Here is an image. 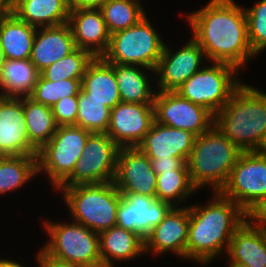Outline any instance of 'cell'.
Returning a JSON list of instances; mask_svg holds the SVG:
<instances>
[{
	"mask_svg": "<svg viewBox=\"0 0 266 267\" xmlns=\"http://www.w3.org/2000/svg\"><path fill=\"white\" fill-rule=\"evenodd\" d=\"M229 267H246V266H243V265H240L234 262H229Z\"/></svg>",
	"mask_w": 266,
	"mask_h": 267,
	"instance_id": "45",
	"label": "cell"
},
{
	"mask_svg": "<svg viewBox=\"0 0 266 267\" xmlns=\"http://www.w3.org/2000/svg\"><path fill=\"white\" fill-rule=\"evenodd\" d=\"M51 109L57 126L76 125L78 96L62 98Z\"/></svg>",
	"mask_w": 266,
	"mask_h": 267,
	"instance_id": "37",
	"label": "cell"
},
{
	"mask_svg": "<svg viewBox=\"0 0 266 267\" xmlns=\"http://www.w3.org/2000/svg\"><path fill=\"white\" fill-rule=\"evenodd\" d=\"M68 25L77 48L90 52L95 58L106 53L110 34L100 9L70 10Z\"/></svg>",
	"mask_w": 266,
	"mask_h": 267,
	"instance_id": "19",
	"label": "cell"
},
{
	"mask_svg": "<svg viewBox=\"0 0 266 267\" xmlns=\"http://www.w3.org/2000/svg\"><path fill=\"white\" fill-rule=\"evenodd\" d=\"M39 75L30 59H3L0 63V96L29 97Z\"/></svg>",
	"mask_w": 266,
	"mask_h": 267,
	"instance_id": "27",
	"label": "cell"
},
{
	"mask_svg": "<svg viewBox=\"0 0 266 267\" xmlns=\"http://www.w3.org/2000/svg\"><path fill=\"white\" fill-rule=\"evenodd\" d=\"M37 174V155L0 156V195L21 188Z\"/></svg>",
	"mask_w": 266,
	"mask_h": 267,
	"instance_id": "30",
	"label": "cell"
},
{
	"mask_svg": "<svg viewBox=\"0 0 266 267\" xmlns=\"http://www.w3.org/2000/svg\"><path fill=\"white\" fill-rule=\"evenodd\" d=\"M192 38L210 62L227 63L239 71L255 57L247 36L245 9L233 0H210L188 14Z\"/></svg>",
	"mask_w": 266,
	"mask_h": 267,
	"instance_id": "1",
	"label": "cell"
},
{
	"mask_svg": "<svg viewBox=\"0 0 266 267\" xmlns=\"http://www.w3.org/2000/svg\"><path fill=\"white\" fill-rule=\"evenodd\" d=\"M220 193L248 214L266 198V157L243 151Z\"/></svg>",
	"mask_w": 266,
	"mask_h": 267,
	"instance_id": "10",
	"label": "cell"
},
{
	"mask_svg": "<svg viewBox=\"0 0 266 267\" xmlns=\"http://www.w3.org/2000/svg\"><path fill=\"white\" fill-rule=\"evenodd\" d=\"M3 58H2V54H1V49H0V63L2 62Z\"/></svg>",
	"mask_w": 266,
	"mask_h": 267,
	"instance_id": "46",
	"label": "cell"
},
{
	"mask_svg": "<svg viewBox=\"0 0 266 267\" xmlns=\"http://www.w3.org/2000/svg\"><path fill=\"white\" fill-rule=\"evenodd\" d=\"M119 149L106 133H92L72 173L58 187L113 182Z\"/></svg>",
	"mask_w": 266,
	"mask_h": 267,
	"instance_id": "11",
	"label": "cell"
},
{
	"mask_svg": "<svg viewBox=\"0 0 266 267\" xmlns=\"http://www.w3.org/2000/svg\"><path fill=\"white\" fill-rule=\"evenodd\" d=\"M100 10L110 35L136 25L146 16L139 0H108Z\"/></svg>",
	"mask_w": 266,
	"mask_h": 267,
	"instance_id": "32",
	"label": "cell"
},
{
	"mask_svg": "<svg viewBox=\"0 0 266 267\" xmlns=\"http://www.w3.org/2000/svg\"><path fill=\"white\" fill-rule=\"evenodd\" d=\"M111 109L102 102L87 98L80 91L78 94V114L76 125L91 133H106L110 124Z\"/></svg>",
	"mask_w": 266,
	"mask_h": 267,
	"instance_id": "34",
	"label": "cell"
},
{
	"mask_svg": "<svg viewBox=\"0 0 266 267\" xmlns=\"http://www.w3.org/2000/svg\"><path fill=\"white\" fill-rule=\"evenodd\" d=\"M227 254L229 262L246 267H266V233L247 218L232 236Z\"/></svg>",
	"mask_w": 266,
	"mask_h": 267,
	"instance_id": "22",
	"label": "cell"
},
{
	"mask_svg": "<svg viewBox=\"0 0 266 267\" xmlns=\"http://www.w3.org/2000/svg\"><path fill=\"white\" fill-rule=\"evenodd\" d=\"M0 267H25L12 259H0Z\"/></svg>",
	"mask_w": 266,
	"mask_h": 267,
	"instance_id": "43",
	"label": "cell"
},
{
	"mask_svg": "<svg viewBox=\"0 0 266 267\" xmlns=\"http://www.w3.org/2000/svg\"><path fill=\"white\" fill-rule=\"evenodd\" d=\"M172 208L173 205L156 196L121 193L116 226L132 231L145 240Z\"/></svg>",
	"mask_w": 266,
	"mask_h": 267,
	"instance_id": "13",
	"label": "cell"
},
{
	"mask_svg": "<svg viewBox=\"0 0 266 267\" xmlns=\"http://www.w3.org/2000/svg\"><path fill=\"white\" fill-rule=\"evenodd\" d=\"M195 137L190 131L154 121L137 147L149 158L179 157L188 160Z\"/></svg>",
	"mask_w": 266,
	"mask_h": 267,
	"instance_id": "20",
	"label": "cell"
},
{
	"mask_svg": "<svg viewBox=\"0 0 266 267\" xmlns=\"http://www.w3.org/2000/svg\"><path fill=\"white\" fill-rule=\"evenodd\" d=\"M92 133L75 125L58 126L37 153V174L46 172L56 189L73 171Z\"/></svg>",
	"mask_w": 266,
	"mask_h": 267,
	"instance_id": "9",
	"label": "cell"
},
{
	"mask_svg": "<svg viewBox=\"0 0 266 267\" xmlns=\"http://www.w3.org/2000/svg\"><path fill=\"white\" fill-rule=\"evenodd\" d=\"M160 37L144 16L136 25L111 34L108 50L102 58L107 63L155 70L165 46Z\"/></svg>",
	"mask_w": 266,
	"mask_h": 267,
	"instance_id": "6",
	"label": "cell"
},
{
	"mask_svg": "<svg viewBox=\"0 0 266 267\" xmlns=\"http://www.w3.org/2000/svg\"><path fill=\"white\" fill-rule=\"evenodd\" d=\"M243 151L215 125L196 136L187 160L192 185L197 189L212 186L220 192Z\"/></svg>",
	"mask_w": 266,
	"mask_h": 267,
	"instance_id": "4",
	"label": "cell"
},
{
	"mask_svg": "<svg viewBox=\"0 0 266 267\" xmlns=\"http://www.w3.org/2000/svg\"><path fill=\"white\" fill-rule=\"evenodd\" d=\"M247 218H250L249 220H252L251 222L257 228L266 233V198L247 214Z\"/></svg>",
	"mask_w": 266,
	"mask_h": 267,
	"instance_id": "39",
	"label": "cell"
},
{
	"mask_svg": "<svg viewBox=\"0 0 266 267\" xmlns=\"http://www.w3.org/2000/svg\"><path fill=\"white\" fill-rule=\"evenodd\" d=\"M37 255V262L39 267H85L76 263L65 262L58 259L49 257L42 249L39 250Z\"/></svg>",
	"mask_w": 266,
	"mask_h": 267,
	"instance_id": "40",
	"label": "cell"
},
{
	"mask_svg": "<svg viewBox=\"0 0 266 267\" xmlns=\"http://www.w3.org/2000/svg\"><path fill=\"white\" fill-rule=\"evenodd\" d=\"M44 224L50 239L42 250L49 257L85 267H101L99 233L75 221Z\"/></svg>",
	"mask_w": 266,
	"mask_h": 267,
	"instance_id": "7",
	"label": "cell"
},
{
	"mask_svg": "<svg viewBox=\"0 0 266 267\" xmlns=\"http://www.w3.org/2000/svg\"><path fill=\"white\" fill-rule=\"evenodd\" d=\"M238 71L230 64L213 62L194 73L176 92L215 115L243 83L237 78Z\"/></svg>",
	"mask_w": 266,
	"mask_h": 267,
	"instance_id": "8",
	"label": "cell"
},
{
	"mask_svg": "<svg viewBox=\"0 0 266 267\" xmlns=\"http://www.w3.org/2000/svg\"><path fill=\"white\" fill-rule=\"evenodd\" d=\"M109 64L114 68L121 102L153 104L156 92L150 86V78L144 71L155 73L154 70L135 65Z\"/></svg>",
	"mask_w": 266,
	"mask_h": 267,
	"instance_id": "28",
	"label": "cell"
},
{
	"mask_svg": "<svg viewBox=\"0 0 266 267\" xmlns=\"http://www.w3.org/2000/svg\"><path fill=\"white\" fill-rule=\"evenodd\" d=\"M154 172L159 175L162 172L172 170H179L187 160L185 158L171 157V158H150Z\"/></svg>",
	"mask_w": 266,
	"mask_h": 267,
	"instance_id": "38",
	"label": "cell"
},
{
	"mask_svg": "<svg viewBox=\"0 0 266 267\" xmlns=\"http://www.w3.org/2000/svg\"><path fill=\"white\" fill-rule=\"evenodd\" d=\"M11 12L35 28L68 23V0H11Z\"/></svg>",
	"mask_w": 266,
	"mask_h": 267,
	"instance_id": "24",
	"label": "cell"
},
{
	"mask_svg": "<svg viewBox=\"0 0 266 267\" xmlns=\"http://www.w3.org/2000/svg\"><path fill=\"white\" fill-rule=\"evenodd\" d=\"M95 57L88 51L76 48L66 57L54 62L40 72L49 81L79 79L85 75L88 65Z\"/></svg>",
	"mask_w": 266,
	"mask_h": 267,
	"instance_id": "33",
	"label": "cell"
},
{
	"mask_svg": "<svg viewBox=\"0 0 266 267\" xmlns=\"http://www.w3.org/2000/svg\"><path fill=\"white\" fill-rule=\"evenodd\" d=\"M99 245L101 267H113L114 260H131L145 253L144 239L117 226L99 233Z\"/></svg>",
	"mask_w": 266,
	"mask_h": 267,
	"instance_id": "25",
	"label": "cell"
},
{
	"mask_svg": "<svg viewBox=\"0 0 266 267\" xmlns=\"http://www.w3.org/2000/svg\"><path fill=\"white\" fill-rule=\"evenodd\" d=\"M81 91L87 98L95 99L109 109L121 102L114 68L102 57H96L88 65L81 80Z\"/></svg>",
	"mask_w": 266,
	"mask_h": 267,
	"instance_id": "23",
	"label": "cell"
},
{
	"mask_svg": "<svg viewBox=\"0 0 266 267\" xmlns=\"http://www.w3.org/2000/svg\"><path fill=\"white\" fill-rule=\"evenodd\" d=\"M11 11V0H0V16Z\"/></svg>",
	"mask_w": 266,
	"mask_h": 267,
	"instance_id": "42",
	"label": "cell"
},
{
	"mask_svg": "<svg viewBox=\"0 0 266 267\" xmlns=\"http://www.w3.org/2000/svg\"><path fill=\"white\" fill-rule=\"evenodd\" d=\"M37 153L38 150L29 141L23 97L0 96V156Z\"/></svg>",
	"mask_w": 266,
	"mask_h": 267,
	"instance_id": "17",
	"label": "cell"
},
{
	"mask_svg": "<svg viewBox=\"0 0 266 267\" xmlns=\"http://www.w3.org/2000/svg\"><path fill=\"white\" fill-rule=\"evenodd\" d=\"M68 23L38 28L33 41L30 61L41 72L76 49Z\"/></svg>",
	"mask_w": 266,
	"mask_h": 267,
	"instance_id": "21",
	"label": "cell"
},
{
	"mask_svg": "<svg viewBox=\"0 0 266 267\" xmlns=\"http://www.w3.org/2000/svg\"><path fill=\"white\" fill-rule=\"evenodd\" d=\"M81 88L79 79H63L54 82L46 80L40 74L29 97L35 102L52 108L62 98L78 96Z\"/></svg>",
	"mask_w": 266,
	"mask_h": 267,
	"instance_id": "35",
	"label": "cell"
},
{
	"mask_svg": "<svg viewBox=\"0 0 266 267\" xmlns=\"http://www.w3.org/2000/svg\"><path fill=\"white\" fill-rule=\"evenodd\" d=\"M246 220L247 213L220 192H214L205 206H189L186 259L207 264L227 252L232 236Z\"/></svg>",
	"mask_w": 266,
	"mask_h": 267,
	"instance_id": "2",
	"label": "cell"
},
{
	"mask_svg": "<svg viewBox=\"0 0 266 267\" xmlns=\"http://www.w3.org/2000/svg\"><path fill=\"white\" fill-rule=\"evenodd\" d=\"M23 112L29 141L39 150L52 138L58 127L52 109L30 97H23Z\"/></svg>",
	"mask_w": 266,
	"mask_h": 267,
	"instance_id": "29",
	"label": "cell"
},
{
	"mask_svg": "<svg viewBox=\"0 0 266 267\" xmlns=\"http://www.w3.org/2000/svg\"><path fill=\"white\" fill-rule=\"evenodd\" d=\"M165 44L163 54L155 68L158 78V91H176L194 73L199 71L202 58H206L203 49L192 38L175 53Z\"/></svg>",
	"mask_w": 266,
	"mask_h": 267,
	"instance_id": "15",
	"label": "cell"
},
{
	"mask_svg": "<svg viewBox=\"0 0 266 267\" xmlns=\"http://www.w3.org/2000/svg\"><path fill=\"white\" fill-rule=\"evenodd\" d=\"M153 105L155 122L190 131L195 136L209 130L215 122L211 111L192 103L176 91H157Z\"/></svg>",
	"mask_w": 266,
	"mask_h": 267,
	"instance_id": "12",
	"label": "cell"
},
{
	"mask_svg": "<svg viewBox=\"0 0 266 267\" xmlns=\"http://www.w3.org/2000/svg\"><path fill=\"white\" fill-rule=\"evenodd\" d=\"M214 125L242 151H257L266 136V93L243 82Z\"/></svg>",
	"mask_w": 266,
	"mask_h": 267,
	"instance_id": "3",
	"label": "cell"
},
{
	"mask_svg": "<svg viewBox=\"0 0 266 267\" xmlns=\"http://www.w3.org/2000/svg\"><path fill=\"white\" fill-rule=\"evenodd\" d=\"M156 179L150 158L138 147L119 149L113 183L120 193L155 196Z\"/></svg>",
	"mask_w": 266,
	"mask_h": 267,
	"instance_id": "16",
	"label": "cell"
},
{
	"mask_svg": "<svg viewBox=\"0 0 266 267\" xmlns=\"http://www.w3.org/2000/svg\"><path fill=\"white\" fill-rule=\"evenodd\" d=\"M196 190L191 183L187 163L179 170L162 172L157 175L155 196L157 199L170 203L173 207H178L179 203L186 200Z\"/></svg>",
	"mask_w": 266,
	"mask_h": 267,
	"instance_id": "31",
	"label": "cell"
},
{
	"mask_svg": "<svg viewBox=\"0 0 266 267\" xmlns=\"http://www.w3.org/2000/svg\"><path fill=\"white\" fill-rule=\"evenodd\" d=\"M37 28L13 12L0 16V49L3 59H30Z\"/></svg>",
	"mask_w": 266,
	"mask_h": 267,
	"instance_id": "26",
	"label": "cell"
},
{
	"mask_svg": "<svg viewBox=\"0 0 266 267\" xmlns=\"http://www.w3.org/2000/svg\"><path fill=\"white\" fill-rule=\"evenodd\" d=\"M154 117L153 104L120 102L111 109L106 134L120 147H137L150 130Z\"/></svg>",
	"mask_w": 266,
	"mask_h": 267,
	"instance_id": "14",
	"label": "cell"
},
{
	"mask_svg": "<svg viewBox=\"0 0 266 267\" xmlns=\"http://www.w3.org/2000/svg\"><path fill=\"white\" fill-rule=\"evenodd\" d=\"M261 155L266 157V136L261 144V146L259 147V149L257 150Z\"/></svg>",
	"mask_w": 266,
	"mask_h": 267,
	"instance_id": "44",
	"label": "cell"
},
{
	"mask_svg": "<svg viewBox=\"0 0 266 267\" xmlns=\"http://www.w3.org/2000/svg\"><path fill=\"white\" fill-rule=\"evenodd\" d=\"M245 12L248 42L256 56L266 48V0L257 2Z\"/></svg>",
	"mask_w": 266,
	"mask_h": 267,
	"instance_id": "36",
	"label": "cell"
},
{
	"mask_svg": "<svg viewBox=\"0 0 266 267\" xmlns=\"http://www.w3.org/2000/svg\"><path fill=\"white\" fill-rule=\"evenodd\" d=\"M189 206L173 207L145 239V252L162 254L167 251L186 259Z\"/></svg>",
	"mask_w": 266,
	"mask_h": 267,
	"instance_id": "18",
	"label": "cell"
},
{
	"mask_svg": "<svg viewBox=\"0 0 266 267\" xmlns=\"http://www.w3.org/2000/svg\"><path fill=\"white\" fill-rule=\"evenodd\" d=\"M108 0H68L70 10L100 9Z\"/></svg>",
	"mask_w": 266,
	"mask_h": 267,
	"instance_id": "41",
	"label": "cell"
},
{
	"mask_svg": "<svg viewBox=\"0 0 266 267\" xmlns=\"http://www.w3.org/2000/svg\"><path fill=\"white\" fill-rule=\"evenodd\" d=\"M73 221L100 233L116 226L121 193L113 182L57 187Z\"/></svg>",
	"mask_w": 266,
	"mask_h": 267,
	"instance_id": "5",
	"label": "cell"
}]
</instances>
